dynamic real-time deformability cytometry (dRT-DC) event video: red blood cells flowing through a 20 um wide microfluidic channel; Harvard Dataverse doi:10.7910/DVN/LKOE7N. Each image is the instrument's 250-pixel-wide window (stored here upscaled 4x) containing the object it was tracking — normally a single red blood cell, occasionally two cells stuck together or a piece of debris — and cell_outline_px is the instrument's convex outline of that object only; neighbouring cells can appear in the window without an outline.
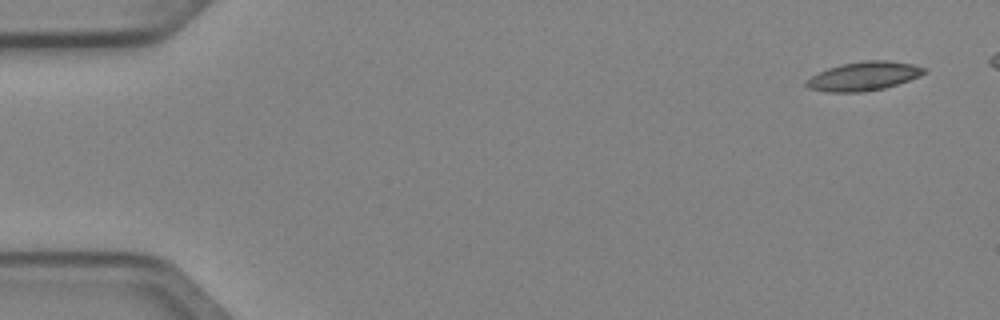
{"species": "Egyptian fruit bat (a non-hibernating species)", "species_latin": "Rousettus aegyptiacus", "temperature_condition": "cold", "stored_images_in_passage": 5, "camera_frame_rate_fps": 3000, "um_per_image_px": 0.085, "animal": {"sex": "female"}, "frame": {"image": 1, "passage_image": 1, "time_ms": 0.0, "image_size_px": [1000, 320], "cell_outline_px": [[928, 72], [920, 76], [884, 88], [864, 92], [828, 92], [808, 88], [804, 84], [812, 76], [828, 68], [840, 64], [864, 60], [888, 60], [912, 64], [928, 68]], "centroid_in_image_um": [73.45, 6.46], "position_along_channel_um": 11.5, "area_um2": 19.83}}
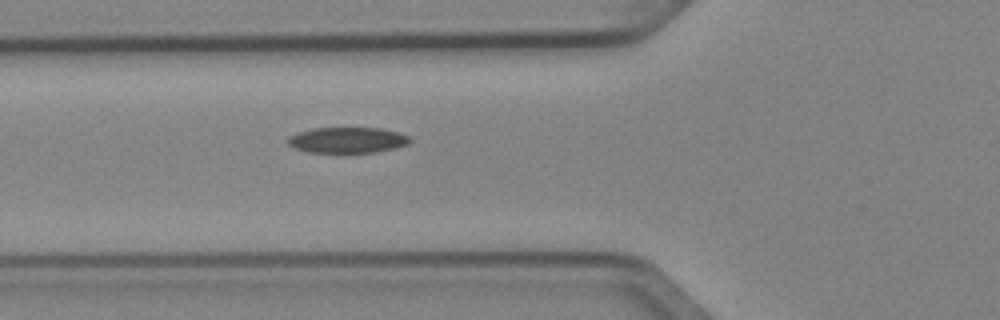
{"frame": {"image": 2, "passage_image": 5, "time_ms": 1.333, "image_size_px": [1000, 320], "cell_outline_px": [[412, 140], [408, 144], [396, 148], [376, 152], [308, 152], [296, 148], [288, 144], [284, 140], [288, 136], [296, 132], [312, 128], [380, 128], [400, 132], [408, 136]], "centroid_in_image_um": [29.51, 11.9], "position_along_channel_um": 96.3, "area_um2": 18.5}}